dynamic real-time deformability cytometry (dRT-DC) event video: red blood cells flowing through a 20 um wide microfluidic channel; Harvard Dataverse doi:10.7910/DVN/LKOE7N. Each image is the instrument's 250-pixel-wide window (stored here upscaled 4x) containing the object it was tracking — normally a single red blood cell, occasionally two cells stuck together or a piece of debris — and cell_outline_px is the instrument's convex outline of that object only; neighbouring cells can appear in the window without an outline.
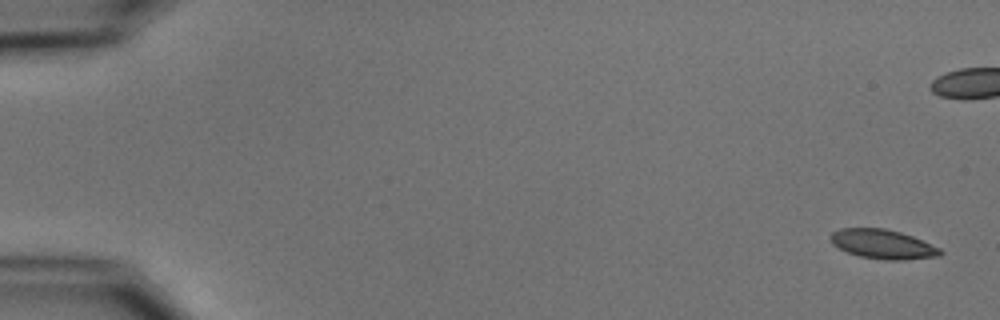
{"species": "common noctule bat (a hibernating species)", "species_latin": "Nyctalus noctula", "temperature_condition": "cold", "stored_images_in_passage": 9, "camera_frame_rate_fps": 3000, "um_per_image_px": 0.085, "animal": {"sex": "male", "body_mass_g": 15.6}, "frame": {"image": 1, "passage_image": 1, "time_ms": 0.0, "image_size_px": [1000, 320], "cell_outline_px": [[944, 252], [940, 256], [904, 260], [888, 260], [860, 256], [848, 252], [832, 244], [832, 232], [840, 228], [884, 228], [900, 232], [912, 236], [940, 248]], "centroid_in_image_um": [75.07, 20.75], "position_along_channel_um": 9.9, "area_um2": 18.55}}